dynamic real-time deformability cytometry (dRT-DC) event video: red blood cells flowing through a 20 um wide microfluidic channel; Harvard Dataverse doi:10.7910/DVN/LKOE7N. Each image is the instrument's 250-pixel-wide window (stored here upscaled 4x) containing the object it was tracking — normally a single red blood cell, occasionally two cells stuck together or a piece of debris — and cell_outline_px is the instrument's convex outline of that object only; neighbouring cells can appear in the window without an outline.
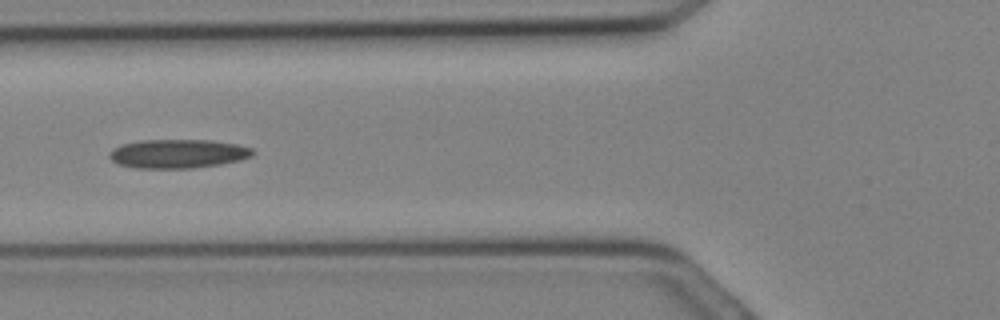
{"species": "Egyptian fruit bat (a non-hibernating species)", "species_latin": "Rousettus aegyptiacus", "temperature_condition": "cold", "stored_images_in_passage": 17, "camera_frame_rate_fps": 3000, "um_per_image_px": 0.085, "animal": {"sex": "female"}, "frame": {"image": 1, "passage_image": 12, "time_ms": 3.667, "image_size_px": [1000, 320], "cell_outline_px": [[256, 152], [252, 156], [240, 160], [220, 164], [192, 168], [136, 168], [116, 164], [108, 156], [112, 148], [120, 144], [140, 140], [212, 140], [240, 144], [252, 148]], "centroid_in_image_um": [15.12, 13.06], "position_along_channel_um": 110.7, "area_um2": 24.45}}
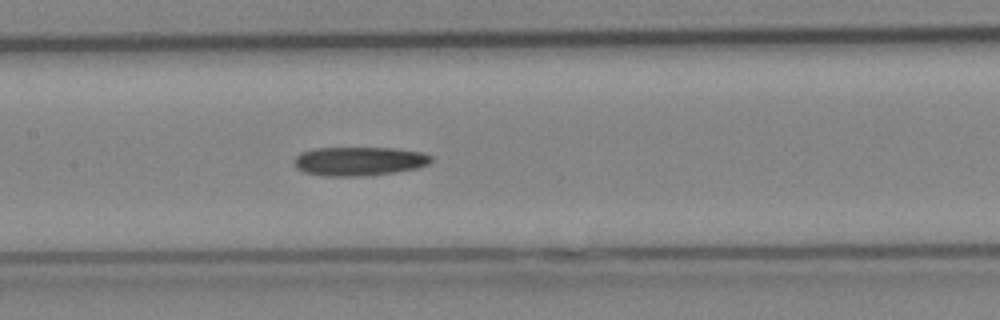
{"frame": {"image": 2, "passage_image": 15, "time_ms": 4.667, "image_size_px": [1000, 320], "cell_outline_px": [[432, 160], [428, 164], [420, 168], [396, 172], [352, 176], [324, 176], [304, 172], [296, 168], [296, 156], [300, 152], [312, 148], [396, 148], [424, 152], [432, 156]], "centroid_in_image_um": [30.56, 13.69], "position_along_channel_um": 176.8, "area_um2": 23.12}}